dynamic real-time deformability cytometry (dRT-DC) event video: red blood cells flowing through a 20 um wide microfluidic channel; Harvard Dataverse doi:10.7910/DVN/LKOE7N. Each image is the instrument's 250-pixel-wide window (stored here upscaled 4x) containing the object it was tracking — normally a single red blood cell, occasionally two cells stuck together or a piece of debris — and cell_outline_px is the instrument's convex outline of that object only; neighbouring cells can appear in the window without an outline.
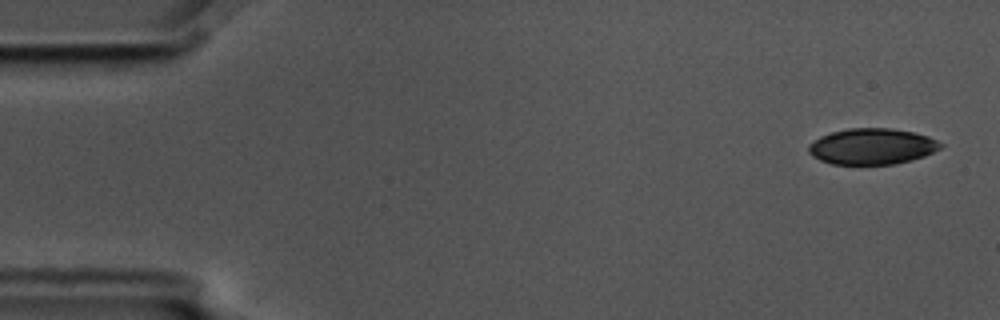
{"species": "common noctule bat (a hibernating species)", "species_latin": "Nyctalus noctula", "temperature_condition": "cold", "stored_images_in_passage": 6, "camera_frame_rate_fps": 3000, "um_per_image_px": 0.085, "animal": {"sex": "male", "body_mass_g": 17.5, "forearm_length_mm": 52.3}, "frame": {"image": 1, "passage_image": 1, "time_ms": 0.0, "image_size_px": [1000, 320], "cell_outline_px": [[944, 144], [940, 148], [924, 156], [912, 160], [892, 164], [832, 164], [820, 160], [812, 156], [808, 152], [808, 144], [820, 136], [832, 132], [848, 128], [892, 128], [912, 132], [928, 136]], "centroid_in_image_um": [74.1, 12.44], "position_along_channel_um": 10.9, "area_um2": 27.69}}